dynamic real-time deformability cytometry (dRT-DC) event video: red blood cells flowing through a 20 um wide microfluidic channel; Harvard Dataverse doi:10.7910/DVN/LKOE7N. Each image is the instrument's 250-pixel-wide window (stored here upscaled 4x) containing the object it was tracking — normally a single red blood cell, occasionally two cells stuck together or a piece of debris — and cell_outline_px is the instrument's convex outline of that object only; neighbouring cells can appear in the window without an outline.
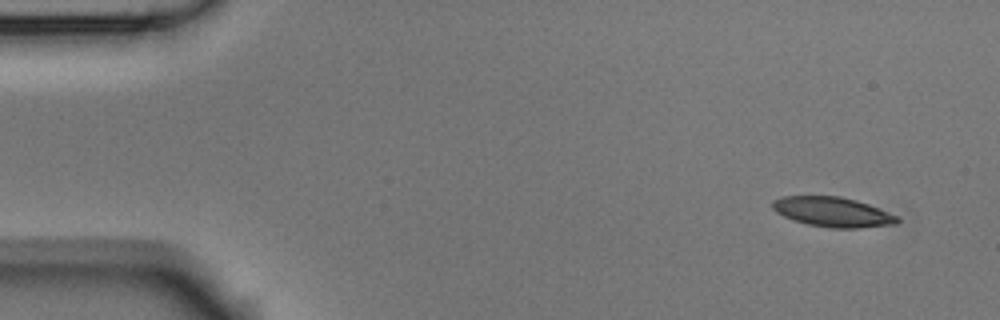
{"species": "Egyptian fruit bat (a non-hibernating species)", "species_latin": "Rousettus aegyptiacus", "temperature_condition": "room temperature", "stored_images_in_passage": 9, "camera_frame_rate_fps": 3000, "um_per_image_px": 0.085, "animal": {"sex": "male"}, "frame": {"image": 1, "passage_image": 1, "time_ms": 0.0, "image_size_px": [1000, 320], "cell_outline_px": [[900, 220], [896, 224], [860, 228], [832, 228], [808, 224], [792, 220], [776, 212], [772, 208], [772, 200], [780, 196], [840, 196], [856, 200], [868, 204], [900, 216]], "centroid_in_image_um": [70.79, 18.01], "position_along_channel_um": 14.2, "area_um2": 21.85}}
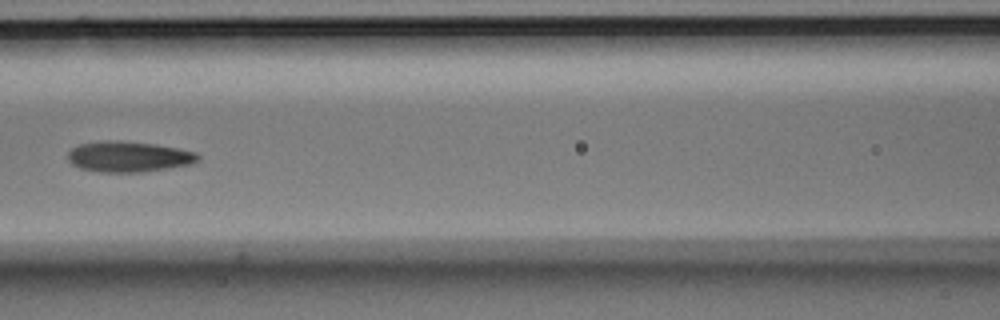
{"frame": {"image": 2, "passage_image": 6, "time_ms": 1.667, "image_size_px": [1000, 320], "cell_outline_px": [[200, 160], [192, 164], [144, 172], [100, 172], [80, 168], [72, 164], [68, 160], [68, 152], [72, 148], [80, 144], [100, 140], [120, 140], [156, 144], [180, 148], [196, 152], [200, 156]], "centroid_in_image_um": [10.96, 13.31], "position_along_channel_um": 155.6, "area_um2": 23.58}}
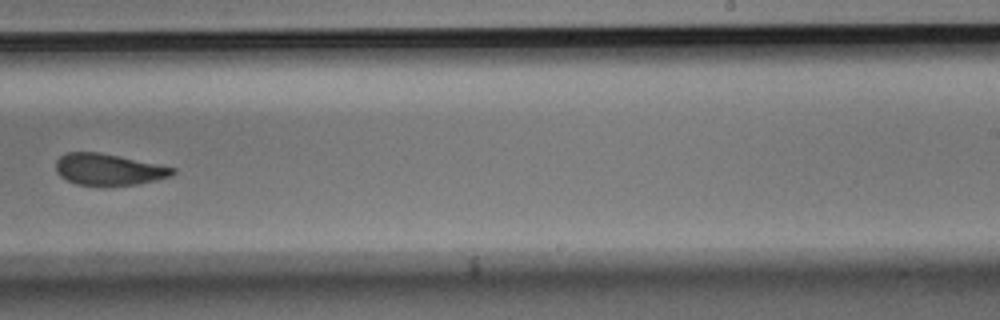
{"frame": {"image": 3, "passage_image": 9, "time_ms": 2.667, "image_size_px": [1000, 320], "cell_outline_px": [[176, 172], [172, 176], [136, 184], [76, 184], [60, 176], [56, 172], [56, 160], [60, 156], [68, 152], [100, 152], [176, 168]], "centroid_in_image_um": [9.22, 14.38], "position_along_channel_um": 279.8, "area_um2": 20.98}}